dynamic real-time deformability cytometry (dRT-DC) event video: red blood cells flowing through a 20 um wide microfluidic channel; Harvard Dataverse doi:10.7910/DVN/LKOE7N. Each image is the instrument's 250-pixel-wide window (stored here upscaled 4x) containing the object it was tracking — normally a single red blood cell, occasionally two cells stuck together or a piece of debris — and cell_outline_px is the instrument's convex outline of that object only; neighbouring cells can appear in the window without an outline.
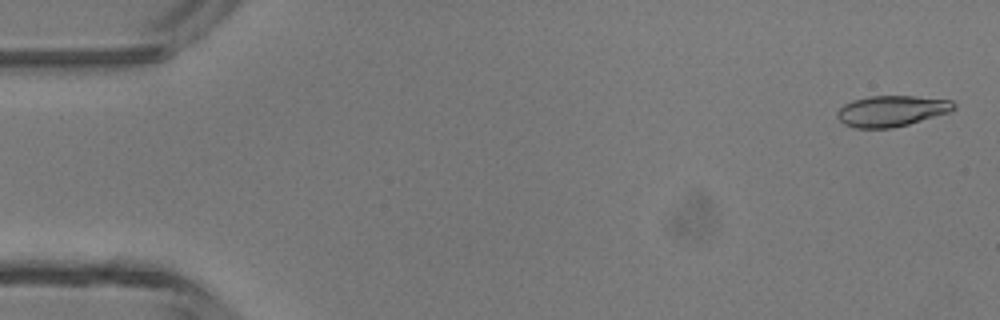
{"species": "common noctule bat (a hibernating species)", "species_latin": "Nyctalus noctula", "temperature_condition": "room temperature", "stored_images_in_passage": 9, "camera_frame_rate_fps": 3000, "um_per_image_px": 0.085, "animal": {"sex": "male", "body_mass_g": 13.3}, "frame": {"image": 1, "passage_image": 2, "time_ms": 0.333, "image_size_px": [1000, 320], "cell_outline_px": [[956, 108], [948, 112], [908, 124], [892, 128], [856, 128], [844, 124], [836, 116], [836, 112], [844, 104], [852, 100], [868, 96], [916, 96], [952, 100], [956, 104]], "centroid_in_image_um": [75.76, 9.42], "position_along_channel_um": 9.2, "area_um2": 20.98}}